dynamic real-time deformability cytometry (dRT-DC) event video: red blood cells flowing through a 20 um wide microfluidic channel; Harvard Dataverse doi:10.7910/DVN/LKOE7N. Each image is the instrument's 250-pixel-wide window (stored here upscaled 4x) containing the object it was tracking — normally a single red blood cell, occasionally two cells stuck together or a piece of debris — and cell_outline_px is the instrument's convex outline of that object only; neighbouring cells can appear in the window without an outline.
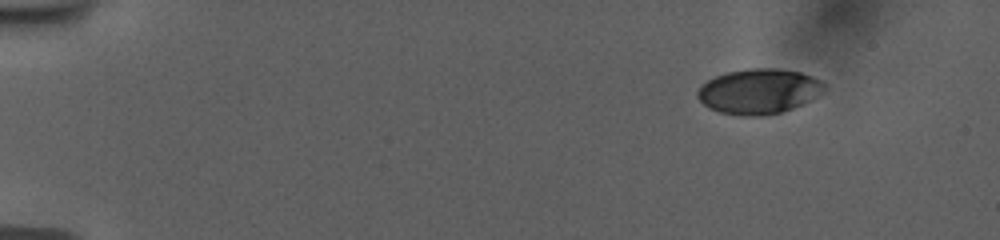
{"species": "human", "species_latin": "Homo sapiens", "temperature_condition": "room temperature", "stored_images_in_passage": 50, "camera_frame_rate_fps": 3000, "um_per_image_px": 0.085, "donor": {"sex": "female"}, "frame": {"image": 1, "passage_image": 1, "time_ms": 0.0, "image_size_px": [1000, 240], "cell_outline_px": [[824, 92], [792, 108], [780, 112], [764, 116], [744, 116], [720, 112], [708, 108], [696, 96], [696, 92], [708, 80], [716, 76], [728, 72], [748, 68], [776, 68], [800, 72], [812, 76], [820, 80], [824, 84]], "centroid_in_image_um": [64.49, 7.76], "position_along_channel_um": 20.5, "area_um2": 33.06}}
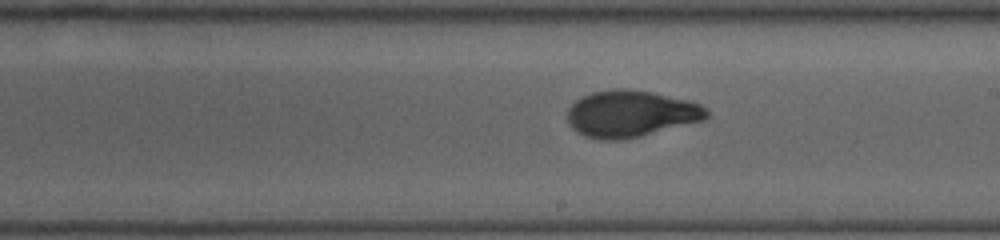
{"frame": {"image": 2, "passage_image": 28, "time_ms": 9.0, "image_size_px": [1000, 240], "cell_outline_px": [[708, 116], [704, 120], [624, 140], [600, 140], [584, 136], [576, 132], [568, 124], [568, 108], [576, 100], [592, 92], [616, 88], [628, 88], [652, 92], [688, 100], [700, 104], [708, 112]], "centroid_in_image_um": [53.59, 9.67], "position_along_channel_um": 235.4, "area_um2": 37.92}}
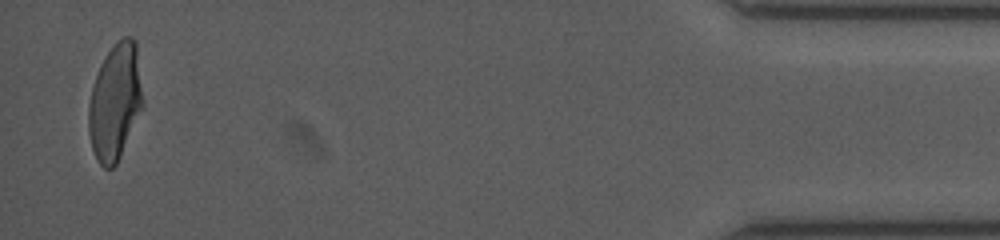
{"frame": {"image": 3, "passage_image": 49, "time_ms": 16.0, "image_size_px": [1000, 240], "cell_outline_px": [[144, 104], [120, 156], [116, 164], [112, 168], [104, 168], [96, 160], [92, 148], [88, 132], [88, 108], [92, 88], [100, 64], [108, 52], [124, 36], [132, 36], [136, 40]], "centroid_in_image_um": [9.79, 8.67], "position_along_channel_um": 425.4, "area_um2": 36.65}, "authors_computed_cell_mechanics": {"area_um2": 36.3851, "velocity_mm_per_s": 3.7536, "shape_relaxation_time_tau1_ms": 3.9466, "shape_relaxation_time_tau2_ms": 0.847, "deformation_change_tau1": 0.1811, "deformation_change_tau2": 0.0592}}